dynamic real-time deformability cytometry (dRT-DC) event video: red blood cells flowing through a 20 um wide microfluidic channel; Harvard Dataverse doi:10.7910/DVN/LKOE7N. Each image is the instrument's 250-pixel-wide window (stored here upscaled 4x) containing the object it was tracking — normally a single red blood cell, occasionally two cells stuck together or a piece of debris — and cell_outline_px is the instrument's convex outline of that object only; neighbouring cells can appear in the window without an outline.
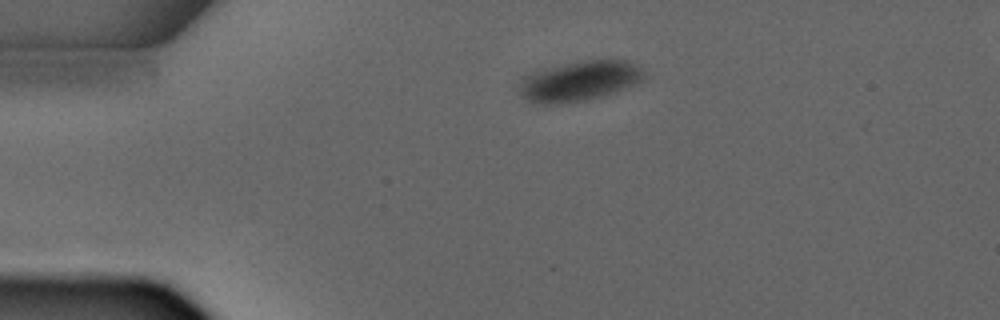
{"species": "common noctule bat (a hibernating species)", "species_latin": "Nyctalus noctula", "temperature_condition": "warm", "stored_images_in_passage": 3, "camera_frame_rate_fps": 3000, "um_per_image_px": 0.085, "animal": {"sex": "male", "forearm_length_mm": 52.5}, "frame": {"image": 1, "passage_image": 1, "time_ms": 0.0, "image_size_px": [1000, 320], "cell_outline_px": [[648, 72], [644, 80], [628, 88], [604, 96], [588, 100], [560, 104], [536, 104], [524, 100], [516, 84], [520, 76], [524, 72], [576, 60], [608, 56], [612, 56], [628, 60], [636, 64]], "centroid_in_image_um": [49.24, 6.83], "position_along_channel_um": 35.8, "area_um2": 31.56}}